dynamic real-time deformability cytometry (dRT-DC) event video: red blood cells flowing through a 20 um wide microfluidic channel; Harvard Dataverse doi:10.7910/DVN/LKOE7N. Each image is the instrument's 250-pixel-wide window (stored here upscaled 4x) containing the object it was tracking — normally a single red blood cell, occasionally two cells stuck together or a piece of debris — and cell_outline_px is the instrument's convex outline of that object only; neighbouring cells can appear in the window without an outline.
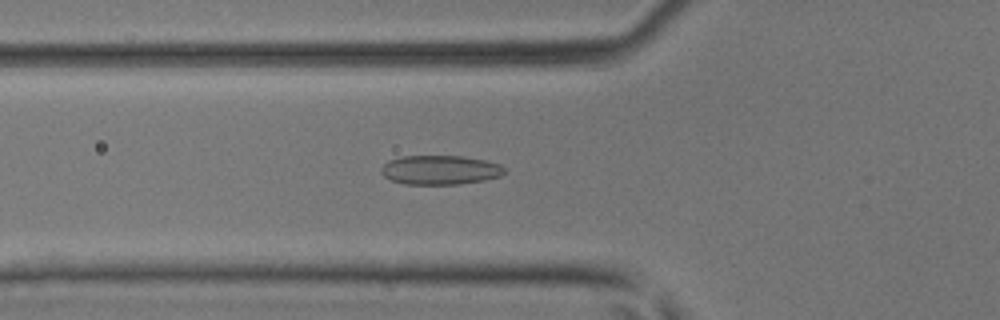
{"species": "common noctule bat (a hibernating species)", "species_latin": "Nyctalus noctula", "temperature_condition": "room temperature", "stored_images_in_passage": 47, "camera_frame_rate_fps": 3000, "um_per_image_px": 0.085, "animal": {"sex": "male", "body_mass_g": 17.9, "forearm_length_mm": 54.2}, "frame": {"image": 1, "passage_image": 17, "time_ms": 5.333, "image_size_px": [1000, 320], "cell_outline_px": [[504, 172], [500, 176], [484, 180], [460, 184], [404, 184], [392, 180], [384, 176], [380, 172], [380, 168], [388, 160], [400, 156], [460, 156], [484, 160], [500, 164], [504, 168]], "centroid_in_image_um": [37.37, 14.44], "position_along_channel_um": 88.4, "area_um2": 20.98}}
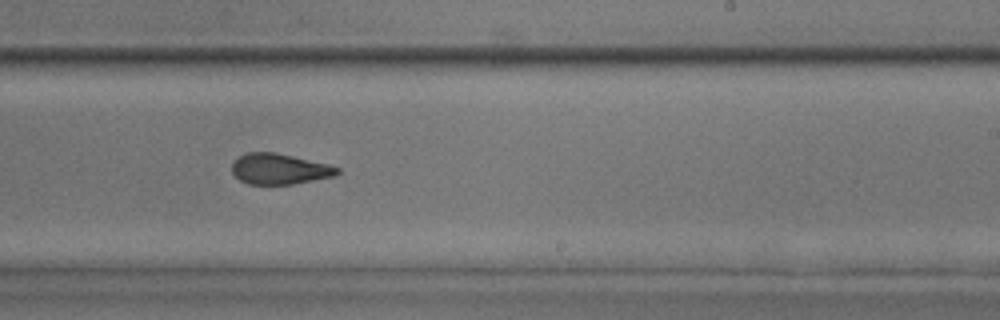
{"frame": {"image": 2, "passage_image": 29, "time_ms": 9.333, "image_size_px": [1000, 320], "cell_outline_px": [[340, 172], [336, 176], [292, 184], [248, 184], [240, 180], [232, 172], [232, 164], [240, 156], [248, 152], [276, 152], [328, 164], [340, 168]], "centroid_in_image_um": [23.78, 14.36], "position_along_channel_um": 265.2, "area_um2": 18.79}}
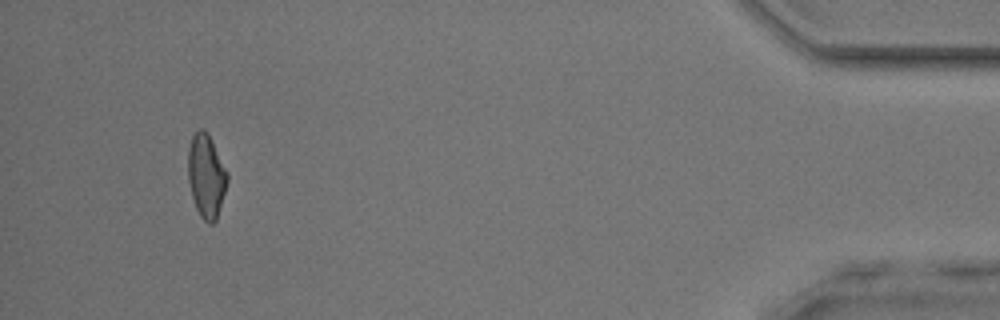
{"frame": {"image": 3, "passage_image": 44, "time_ms": 14.333, "image_size_px": [1000, 320], "cell_outline_px": [[228, 180], [216, 220], [212, 224], [208, 224], [200, 216], [196, 208], [192, 196], [188, 180], [188, 148], [192, 136], [200, 128], [204, 128], [208, 132], [228, 172]], "centroid_in_image_um": [17.53, 14.93], "position_along_channel_um": 417.7, "area_um2": 19.19}}